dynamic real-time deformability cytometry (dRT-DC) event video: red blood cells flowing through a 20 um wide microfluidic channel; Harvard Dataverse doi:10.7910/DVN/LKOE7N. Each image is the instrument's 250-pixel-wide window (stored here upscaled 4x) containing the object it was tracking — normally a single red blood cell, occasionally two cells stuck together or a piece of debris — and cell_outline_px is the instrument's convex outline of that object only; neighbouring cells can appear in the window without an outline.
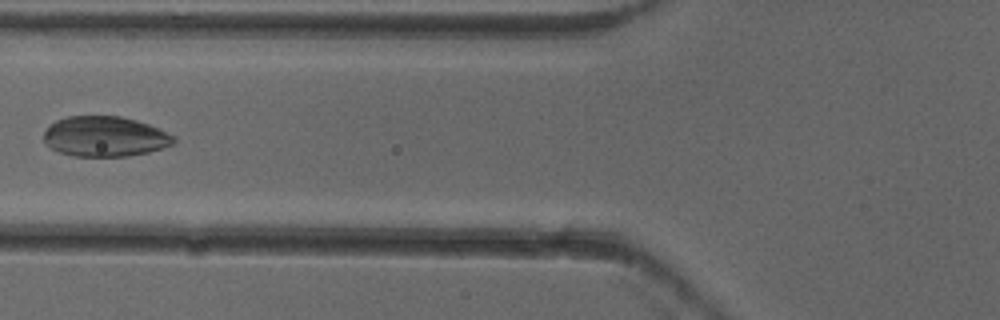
{"species": "common noctule bat (a hibernating species)", "species_latin": "Nyctalus noctula", "temperature_condition": "cold", "stored_images_in_passage": 6, "camera_frame_rate_fps": 3000, "um_per_image_px": 0.085, "animal": {"sex": "female"}, "frame": {"image": 1, "passage_image": 5, "time_ms": 1.333, "image_size_px": [1000, 320], "cell_outline_px": [[176, 144], [164, 148], [148, 152], [128, 156], [72, 156], [60, 152], [44, 144], [44, 132], [56, 120], [68, 116], [120, 116], [136, 120], [160, 128], [176, 136]], "centroid_in_image_um": [8.97, 11.6], "position_along_channel_um": 116.8, "area_um2": 30.69}}
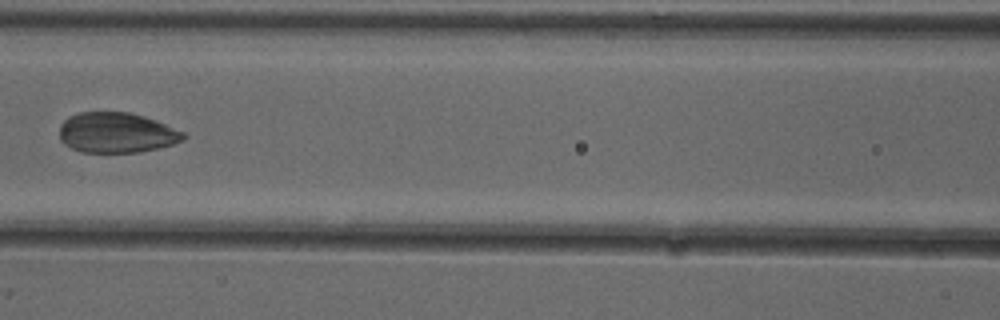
{"frame": {"image": 2, "passage_image": 6, "time_ms": 1.667, "image_size_px": [1000, 320], "cell_outline_px": [[188, 136], [184, 140], [172, 144], [140, 152], [80, 152], [64, 144], [60, 140], [60, 124], [68, 116], [80, 112], [128, 112], [144, 116], [156, 120], [184, 132]], "centroid_in_image_um": [9.9, 11.27], "position_along_channel_um": 156.7, "area_um2": 29.19}}